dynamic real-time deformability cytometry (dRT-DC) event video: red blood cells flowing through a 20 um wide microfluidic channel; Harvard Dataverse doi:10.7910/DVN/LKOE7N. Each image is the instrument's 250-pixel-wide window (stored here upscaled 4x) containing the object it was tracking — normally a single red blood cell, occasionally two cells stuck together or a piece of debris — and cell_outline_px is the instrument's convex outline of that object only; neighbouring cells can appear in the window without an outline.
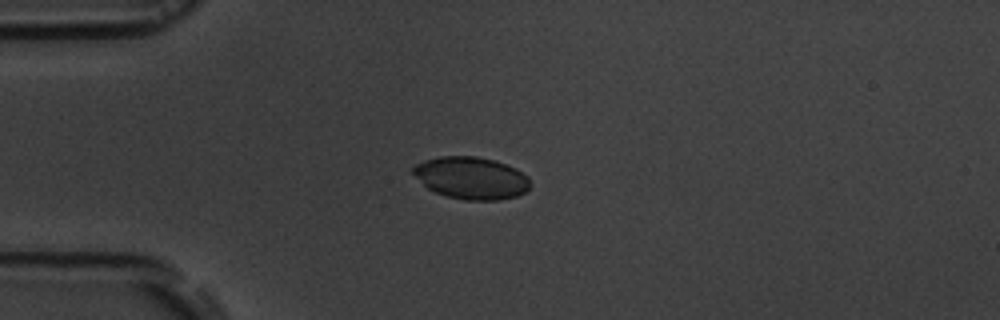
{"species": "common noctule bat (a hibernating species)", "species_latin": "Nyctalus noctula", "temperature_condition": "room temperature", "stored_images_in_passage": 7, "camera_frame_rate_fps": 3000, "um_per_image_px": 0.085, "animal": {"sex": "male", "body_mass_g": 19.5, "forearm_length_mm": 54.6}, "frame": {"image": 1, "passage_image": 3, "time_ms": 2.0, "image_size_px": [1000, 320], "cell_outline_px": [[532, 184], [528, 192], [516, 196], [500, 200], [464, 200], [444, 196], [428, 188], [412, 172], [412, 168], [416, 164], [424, 160], [440, 156], [476, 156], [492, 160], [516, 168], [528, 176]], "centroid_in_image_um": [40.1, 15.14], "position_along_channel_um": 44.9, "area_um2": 28.96}}
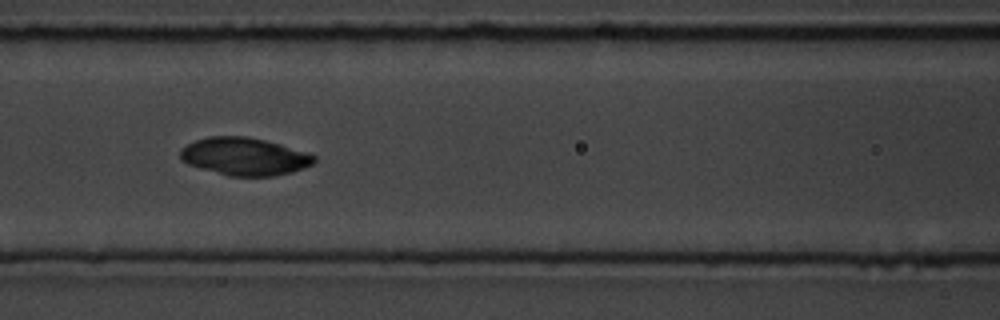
{"frame": {"image": 2, "passage_image": 6, "time_ms": 5.333, "image_size_px": [1000, 320], "cell_outline_px": [[316, 160], [312, 164], [304, 168], [292, 172], [272, 176], [228, 176], [200, 168], [188, 164], [180, 160], [180, 148], [196, 140], [208, 136], [244, 136], [264, 140], [280, 144], [308, 152], [316, 156]], "centroid_in_image_um": [20.78, 13.3], "position_along_channel_um": 145.8, "area_um2": 29.48}}
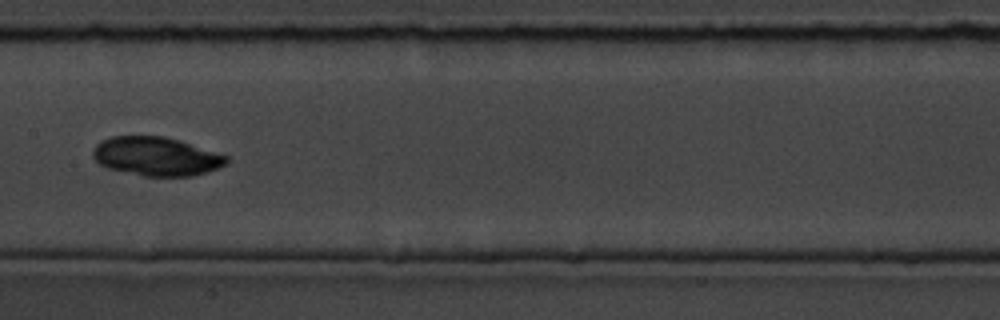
{"frame": {"image": 3, "passage_image": 7, "time_ms": 6.667, "image_size_px": [1000, 320], "cell_outline_px": [[228, 164], [192, 176], [144, 176], [108, 168], [100, 164], [92, 156], [92, 148], [100, 140], [112, 136], [164, 136], [228, 156]], "centroid_in_image_um": [13.23, 13.29], "position_along_channel_um": 194.2, "area_um2": 29.94}}